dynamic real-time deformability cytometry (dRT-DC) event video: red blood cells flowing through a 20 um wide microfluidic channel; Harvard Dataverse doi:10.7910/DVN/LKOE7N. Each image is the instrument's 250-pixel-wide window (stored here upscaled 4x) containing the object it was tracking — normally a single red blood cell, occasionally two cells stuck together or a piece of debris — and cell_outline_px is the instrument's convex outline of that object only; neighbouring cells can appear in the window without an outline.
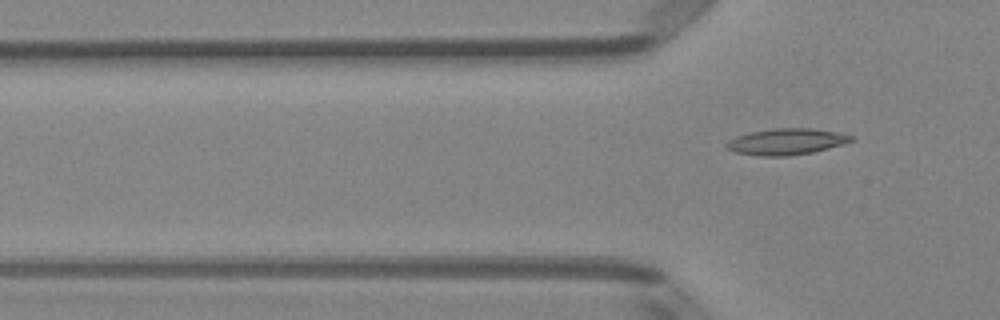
{"species": "Egyptian fruit bat (a non-hibernating species)", "species_latin": "Rousettus aegyptiacus", "temperature_condition": "room temperature", "stored_images_in_passage": 5, "camera_frame_rate_fps": 3000, "um_per_image_px": 0.085, "animal": {"sex": "female"}, "frame": {"image": 1, "passage_image": 5, "time_ms": 1.333, "image_size_px": [1000, 320], "cell_outline_px": [[852, 140], [844, 144], [812, 152], [788, 156], [760, 156], [736, 152], [728, 148], [724, 144], [728, 140], [736, 136], [748, 132], [772, 128], [812, 128], [836, 132], [852, 136]], "centroid_in_image_um": [66.8, 12.03], "position_along_channel_um": 59.0, "area_um2": 19.02}}